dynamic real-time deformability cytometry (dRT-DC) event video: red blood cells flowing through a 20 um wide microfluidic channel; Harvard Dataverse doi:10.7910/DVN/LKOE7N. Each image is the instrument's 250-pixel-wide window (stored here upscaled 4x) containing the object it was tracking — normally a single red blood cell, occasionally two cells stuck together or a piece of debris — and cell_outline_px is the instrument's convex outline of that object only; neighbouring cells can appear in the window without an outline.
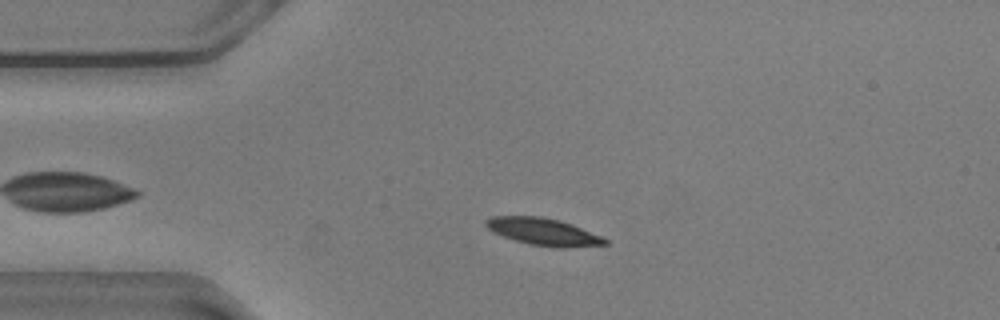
{"species": "common noctule bat (a hibernating species)", "species_latin": "Nyctalus noctula", "temperature_condition": "warm", "stored_images_in_passage": 20, "camera_frame_rate_fps": 3000, "um_per_image_px": 0.085, "animal": {"sex": "male", "body_mass_g": 20.5, "forearm_length_mm": 52.5}, "frame": {"image": 1, "passage_image": 1, "time_ms": 0.0, "image_size_px": [1000, 320], "cell_outline_px": [[608, 244], [564, 248], [560, 248], [528, 244], [492, 232], [484, 224], [484, 220], [492, 216], [540, 216], [560, 220], [572, 224], [600, 236], [608, 240]], "centroid_in_image_um": [46.16, 19.69], "position_along_channel_um": 38.8, "area_um2": 18.79}}
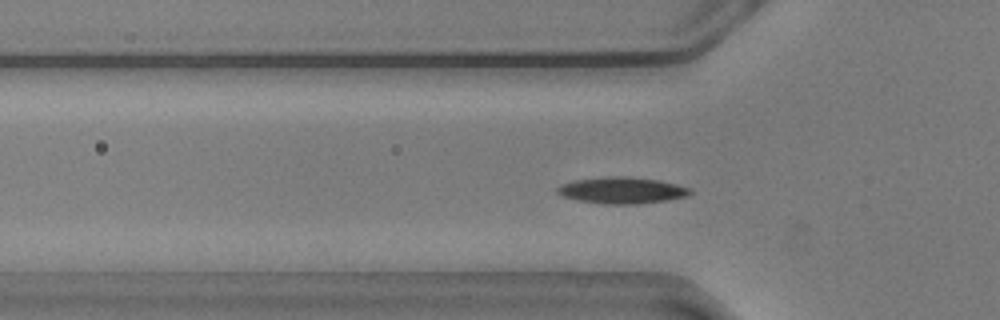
{"frame": {"image": 2, "passage_image": 6, "time_ms": 1.667, "image_size_px": [1000, 320], "cell_outline_px": [[692, 192], [688, 196], [668, 200], [636, 204], [604, 204], [576, 200], [564, 196], [556, 192], [556, 188], [560, 184], [576, 180], [612, 176], [628, 176], [656, 180], [676, 184], [692, 188]], "centroid_in_image_um": [52.87, 16.18], "position_along_channel_um": 72.9, "area_um2": 20.46}}
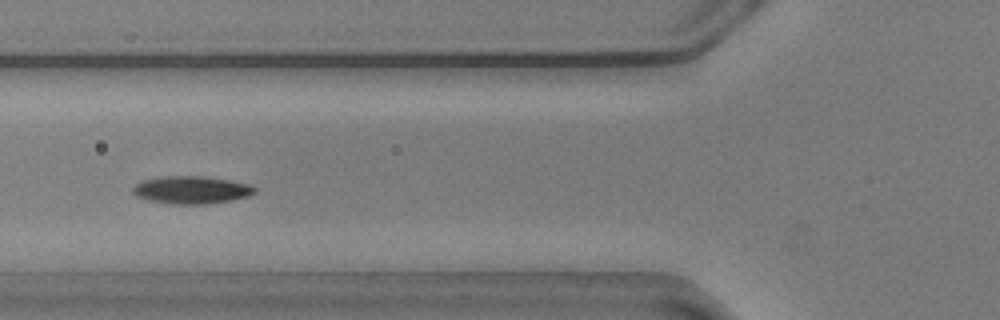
{"frame": {"image": 3, "passage_image": 9, "time_ms": 2.667, "image_size_px": [1000, 320], "cell_outline_px": [[256, 192], [248, 196], [232, 200], [208, 204], [172, 204], [148, 200], [136, 196], [132, 192], [132, 188], [136, 184], [144, 180], [164, 176], [200, 176], [228, 180], [248, 184], [256, 188]], "centroid_in_image_um": [16.26, 16.15], "position_along_channel_um": 109.5, "area_um2": 19.54}}